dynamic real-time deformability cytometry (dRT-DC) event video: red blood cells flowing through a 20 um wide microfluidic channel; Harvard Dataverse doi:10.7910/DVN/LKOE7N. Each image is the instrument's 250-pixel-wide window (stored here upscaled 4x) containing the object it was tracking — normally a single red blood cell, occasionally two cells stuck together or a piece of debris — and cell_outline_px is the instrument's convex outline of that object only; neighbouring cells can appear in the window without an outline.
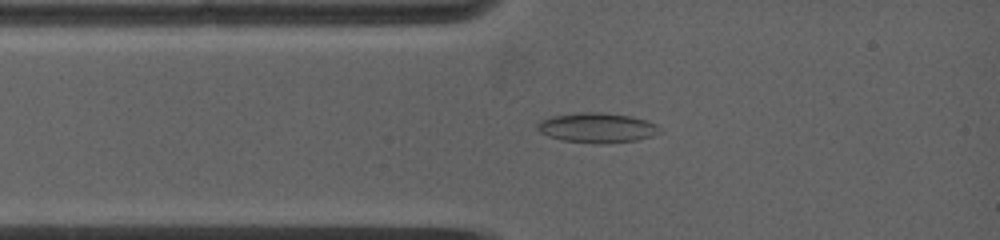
{"species": "common noctule bat (a hibernating species)", "species_latin": "Nyctalus noctula", "temperature_condition": "warm", "stored_images_in_passage": 50, "camera_frame_rate_fps": 5000, "um_per_image_px": 0.085, "animal": {"sex": "female", "body_mass_g": 19.0, "forearm_length_mm": 53.3}, "frame": {"image": 1, "passage_image": 8, "time_ms": 1.8, "image_size_px": [1000, 240], "cell_outline_px": [[660, 132], [652, 136], [636, 140], [600, 144], [596, 144], [564, 140], [548, 136], [540, 132], [536, 128], [536, 124], [540, 120], [552, 116], [584, 112], [596, 112], [632, 116], [656, 124]], "centroid_in_image_um": [50.72, 10.86], "position_along_channel_um": 34.3, "area_um2": 21.1}}
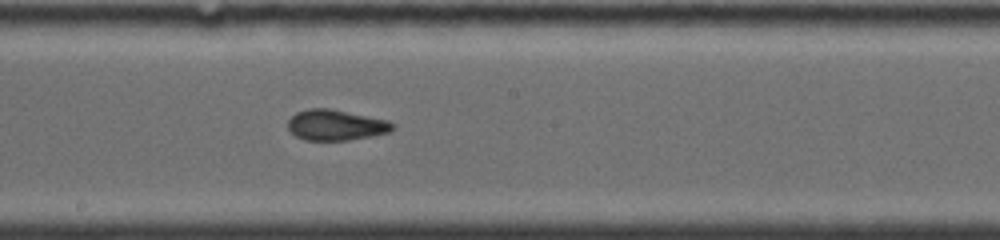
{"frame": {"image": 2, "passage_image": 32, "time_ms": 6.6, "image_size_px": [1000, 240], "cell_outline_px": [[396, 128], [388, 132], [372, 136], [348, 140], [304, 140], [296, 136], [288, 128], [288, 120], [296, 112], [312, 108], [328, 108], [388, 120], [396, 124]], "centroid_in_image_um": [28.57, 10.63], "position_along_channel_um": 219.6, "area_um2": 18.67}}
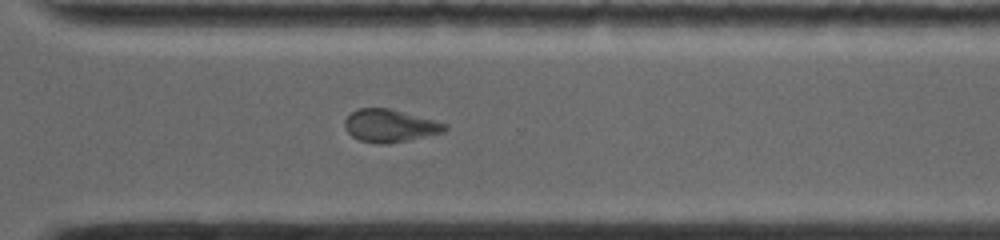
{"frame": {"image": 3, "passage_image": 50, "time_ms": 9.6, "image_size_px": [1000, 240], "cell_outline_px": [[448, 128], [444, 132], [408, 140], [384, 144], [376, 144], [360, 140], [352, 136], [344, 128], [344, 120], [352, 112], [360, 108], [388, 108], [448, 124]], "centroid_in_image_um": [33.12, 10.69], "position_along_channel_um": 337.5, "area_um2": 18.9}}